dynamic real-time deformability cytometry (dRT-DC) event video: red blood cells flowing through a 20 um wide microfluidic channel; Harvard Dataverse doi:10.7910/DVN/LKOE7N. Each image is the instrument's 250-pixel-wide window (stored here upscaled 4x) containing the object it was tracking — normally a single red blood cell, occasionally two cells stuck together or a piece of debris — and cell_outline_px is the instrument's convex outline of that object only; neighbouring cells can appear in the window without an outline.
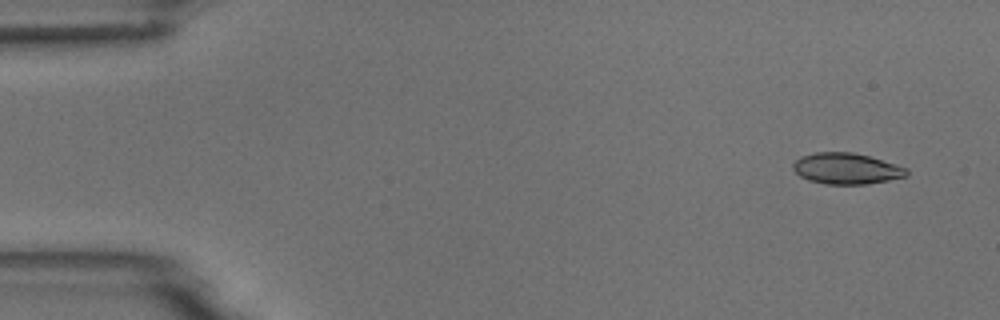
{"species": "common noctule bat (a hibernating species)", "species_latin": "Nyctalus noctula", "temperature_condition": "room temperature", "stored_images_in_passage": 6, "camera_frame_rate_fps": 3000, "um_per_image_px": 0.085, "animal": {"sex": "male", "body_mass_g": 18.8}, "frame": {"image": 1, "passage_image": 2, "time_ms": 1.0, "image_size_px": [1000, 320], "cell_outline_px": [[908, 176], [868, 184], [824, 184], [808, 180], [800, 176], [792, 168], [792, 164], [800, 156], [816, 152], [852, 152], [868, 156], [896, 164], [908, 168]], "centroid_in_image_um": [71.94, 14.33], "position_along_channel_um": 13.1, "area_um2": 20.63}}
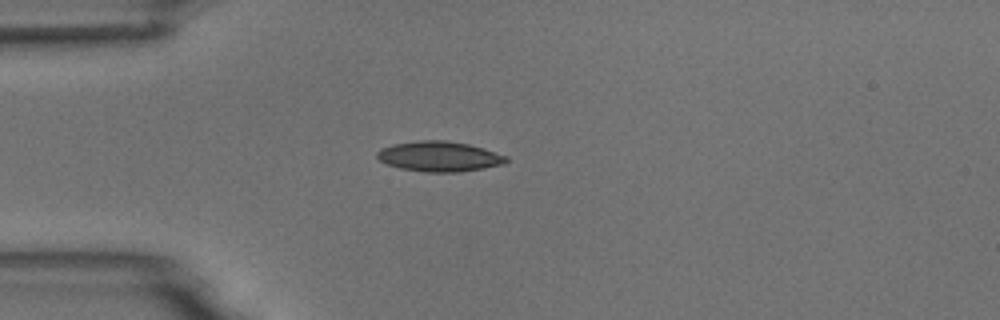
{"frame": {"image": 2, "passage_image": 5, "time_ms": 4.667, "image_size_px": [1000, 320], "cell_outline_px": [[508, 160], [504, 164], [484, 168], [460, 172], [424, 172], [400, 168], [388, 164], [380, 160], [376, 156], [376, 152], [380, 148], [392, 144], [420, 140], [444, 140], [468, 144], [484, 148], [508, 156]], "centroid_in_image_um": [37.34, 13.29], "position_along_channel_um": 47.7, "area_um2": 22.83}}